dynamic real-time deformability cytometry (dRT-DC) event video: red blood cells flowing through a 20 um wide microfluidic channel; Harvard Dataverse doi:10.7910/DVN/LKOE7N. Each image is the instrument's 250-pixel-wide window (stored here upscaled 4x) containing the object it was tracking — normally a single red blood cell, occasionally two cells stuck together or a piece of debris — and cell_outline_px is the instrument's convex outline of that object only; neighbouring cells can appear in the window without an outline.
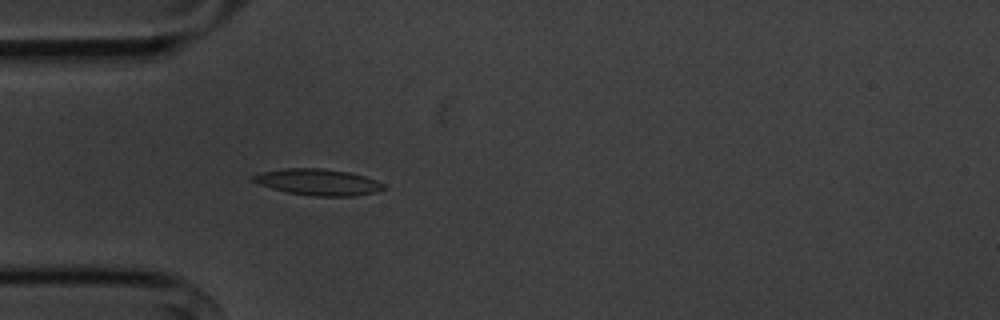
{"species": "common noctule bat (a hibernating species)", "species_latin": "Nyctalus noctula", "temperature_condition": "cold", "stored_images_in_passage": 4, "camera_frame_rate_fps": 3000, "um_per_image_px": 0.085, "animal": {"sex": "male", "body_mass_g": 20.1, "forearm_length_mm": 53.5}, "frame": {"image": 1, "passage_image": 4, "time_ms": 4.333, "image_size_px": [1000, 320], "cell_outline_px": [[384, 188], [376, 192], [356, 196], [312, 196], [288, 192], [272, 188], [260, 184], [252, 180], [252, 176], [264, 172], [284, 168], [320, 168], [348, 172], [364, 176], [376, 180], [384, 184]], "centroid_in_image_um": [27.06, 15.48], "position_along_channel_um": 57.9, "area_um2": 19.77}}